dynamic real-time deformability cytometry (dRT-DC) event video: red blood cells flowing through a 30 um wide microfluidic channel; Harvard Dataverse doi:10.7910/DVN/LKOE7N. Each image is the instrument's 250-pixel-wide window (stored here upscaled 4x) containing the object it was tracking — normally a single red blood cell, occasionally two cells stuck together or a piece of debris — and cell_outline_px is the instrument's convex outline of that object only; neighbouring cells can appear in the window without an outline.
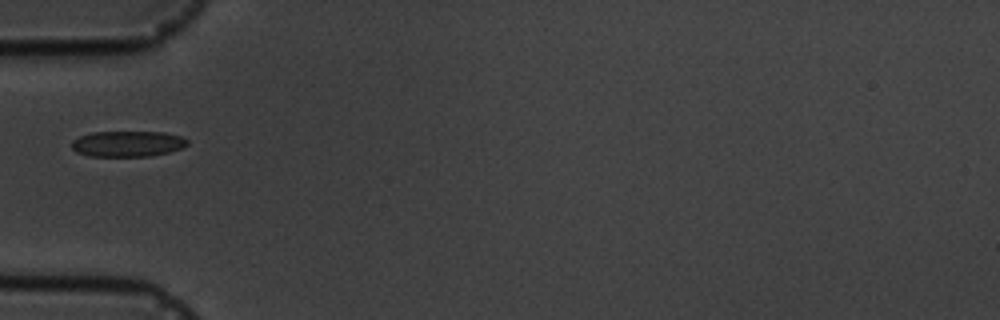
{"species": "common noctule bat (a hibernating species)", "species_latin": "Nyctalus noctula", "temperature_condition": "cold", "stored_images_in_passage": 16, "camera_frame_rate_fps": 3000, "um_per_image_px": 0.085, "animal": {"sex": "male", "body_mass_g": 19.5, "forearm_length_mm": 54.6}, "frame": {"image": 1, "passage_image": 6, "time_ms": 6.0, "image_size_px": [1000, 320], "cell_outline_px": [[188, 144], [180, 148], [168, 152], [148, 156], [88, 156], [76, 152], [72, 148], [72, 140], [80, 136], [92, 132], [164, 132], [180, 136], [188, 140]], "centroid_in_image_um": [10.82, 12.22], "position_along_channel_um": 74.2, "area_um2": 17.28}}
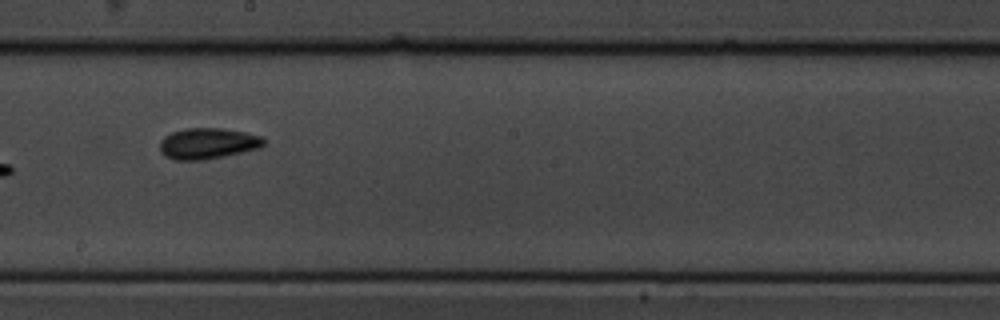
{"frame": {"image": 2, "passage_image": 10, "time_ms": 10.333, "image_size_px": [1000, 320], "cell_outline_px": [[264, 144], [260, 148], [224, 156], [200, 160], [176, 160], [164, 156], [160, 152], [160, 140], [164, 136], [172, 132], [184, 128], [220, 128], [244, 132], [260, 136], [264, 140]], "centroid_in_image_um": [17.62, 12.19], "position_along_channel_um": 230.6, "area_um2": 18.73}}
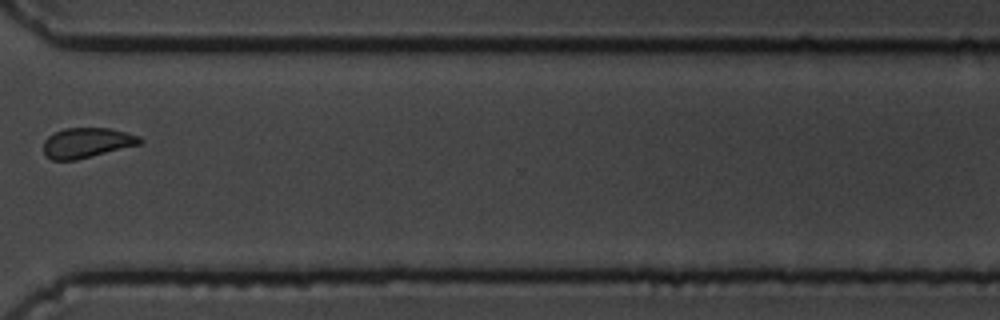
{"frame": {"image": 3, "passage_image": 13, "time_ms": 14.0, "image_size_px": [1000, 320], "cell_outline_px": [[144, 140], [140, 144], [76, 160], [52, 160], [44, 152], [44, 140], [48, 136], [64, 128], [108, 128], [140, 136]], "centroid_in_image_um": [7.38, 12.13], "position_along_channel_um": 363.2, "area_um2": 16.7}, "authors_computed_cell_mechanics": {"area_um2": 16.5019, "velocity_mm_per_s": 3.6094, "shape_relaxation_time_tau1_ms": 5.5896, "shape_relaxation_time_tau2_ms": 5.1474, "deformation_change_tau1": 0.1249, "deformation_change_tau2": 0.0952}}